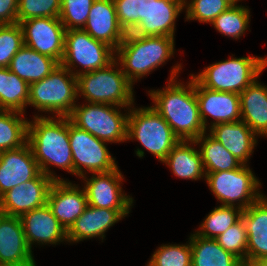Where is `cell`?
Listing matches in <instances>:
<instances>
[{"instance_id": "obj_1", "label": "cell", "mask_w": 267, "mask_h": 266, "mask_svg": "<svg viewBox=\"0 0 267 266\" xmlns=\"http://www.w3.org/2000/svg\"><path fill=\"white\" fill-rule=\"evenodd\" d=\"M180 69V64L173 67L166 88L149 91L155 104L151 107L170 125L179 140H195L206 130L200 117L195 78L191 74V80L186 87L180 82L177 83L175 79Z\"/></svg>"}, {"instance_id": "obj_2", "label": "cell", "mask_w": 267, "mask_h": 266, "mask_svg": "<svg viewBox=\"0 0 267 266\" xmlns=\"http://www.w3.org/2000/svg\"><path fill=\"white\" fill-rule=\"evenodd\" d=\"M28 123L27 143L31 147L40 171L54 181L64 179L54 176L48 165L58 166L73 174V157L68 133V117H38Z\"/></svg>"}, {"instance_id": "obj_3", "label": "cell", "mask_w": 267, "mask_h": 266, "mask_svg": "<svg viewBox=\"0 0 267 266\" xmlns=\"http://www.w3.org/2000/svg\"><path fill=\"white\" fill-rule=\"evenodd\" d=\"M115 53L123 73L134 83L173 55L174 37L138 36L128 32Z\"/></svg>"}, {"instance_id": "obj_4", "label": "cell", "mask_w": 267, "mask_h": 266, "mask_svg": "<svg viewBox=\"0 0 267 266\" xmlns=\"http://www.w3.org/2000/svg\"><path fill=\"white\" fill-rule=\"evenodd\" d=\"M117 65L119 63L115 59L105 68L76 76L77 97L81 93L80 95L89 103L131 108L134 103L133 83L123 73L122 68H117Z\"/></svg>"}, {"instance_id": "obj_5", "label": "cell", "mask_w": 267, "mask_h": 266, "mask_svg": "<svg viewBox=\"0 0 267 266\" xmlns=\"http://www.w3.org/2000/svg\"><path fill=\"white\" fill-rule=\"evenodd\" d=\"M267 67V58H229L212 64L193 77L205 88L240 94Z\"/></svg>"}, {"instance_id": "obj_6", "label": "cell", "mask_w": 267, "mask_h": 266, "mask_svg": "<svg viewBox=\"0 0 267 266\" xmlns=\"http://www.w3.org/2000/svg\"><path fill=\"white\" fill-rule=\"evenodd\" d=\"M77 79L61 64L48 76L30 84L28 104L39 111L68 117L76 106Z\"/></svg>"}, {"instance_id": "obj_7", "label": "cell", "mask_w": 267, "mask_h": 266, "mask_svg": "<svg viewBox=\"0 0 267 266\" xmlns=\"http://www.w3.org/2000/svg\"><path fill=\"white\" fill-rule=\"evenodd\" d=\"M127 140L136 139L160 161L179 142L170 125L151 106L128 111Z\"/></svg>"}, {"instance_id": "obj_8", "label": "cell", "mask_w": 267, "mask_h": 266, "mask_svg": "<svg viewBox=\"0 0 267 266\" xmlns=\"http://www.w3.org/2000/svg\"><path fill=\"white\" fill-rule=\"evenodd\" d=\"M116 105L89 103L76 105L68 116L78 128L106 142L127 140L128 115L116 110ZM115 107V108H114Z\"/></svg>"}, {"instance_id": "obj_9", "label": "cell", "mask_w": 267, "mask_h": 266, "mask_svg": "<svg viewBox=\"0 0 267 266\" xmlns=\"http://www.w3.org/2000/svg\"><path fill=\"white\" fill-rule=\"evenodd\" d=\"M115 50L106 43L91 37L83 29L66 30L61 65L75 76L107 67L113 62ZM79 63L85 70L73 72L71 67Z\"/></svg>"}, {"instance_id": "obj_10", "label": "cell", "mask_w": 267, "mask_h": 266, "mask_svg": "<svg viewBox=\"0 0 267 266\" xmlns=\"http://www.w3.org/2000/svg\"><path fill=\"white\" fill-rule=\"evenodd\" d=\"M205 178L222 206H235L239 201L238 207L245 210L263 196L258 191L260 182L245 164L234 170L206 173Z\"/></svg>"}, {"instance_id": "obj_11", "label": "cell", "mask_w": 267, "mask_h": 266, "mask_svg": "<svg viewBox=\"0 0 267 266\" xmlns=\"http://www.w3.org/2000/svg\"><path fill=\"white\" fill-rule=\"evenodd\" d=\"M68 133L73 157V174L83 177L84 168L92 173L108 172L118 168L106 147V141L78 128L69 117Z\"/></svg>"}, {"instance_id": "obj_12", "label": "cell", "mask_w": 267, "mask_h": 266, "mask_svg": "<svg viewBox=\"0 0 267 266\" xmlns=\"http://www.w3.org/2000/svg\"><path fill=\"white\" fill-rule=\"evenodd\" d=\"M19 24L23 32L24 45L61 63L66 29L59 18H32Z\"/></svg>"}, {"instance_id": "obj_13", "label": "cell", "mask_w": 267, "mask_h": 266, "mask_svg": "<svg viewBox=\"0 0 267 266\" xmlns=\"http://www.w3.org/2000/svg\"><path fill=\"white\" fill-rule=\"evenodd\" d=\"M54 180L40 172L34 179L8 190L0 197V212L21 217L47 204L49 189Z\"/></svg>"}, {"instance_id": "obj_14", "label": "cell", "mask_w": 267, "mask_h": 266, "mask_svg": "<svg viewBox=\"0 0 267 266\" xmlns=\"http://www.w3.org/2000/svg\"><path fill=\"white\" fill-rule=\"evenodd\" d=\"M93 176L87 179L84 190L88 205L97 208L112 210H130L133 199L122 193L120 170L114 169L108 172L92 173Z\"/></svg>"}, {"instance_id": "obj_15", "label": "cell", "mask_w": 267, "mask_h": 266, "mask_svg": "<svg viewBox=\"0 0 267 266\" xmlns=\"http://www.w3.org/2000/svg\"><path fill=\"white\" fill-rule=\"evenodd\" d=\"M35 264L20 217L0 212V266Z\"/></svg>"}, {"instance_id": "obj_16", "label": "cell", "mask_w": 267, "mask_h": 266, "mask_svg": "<svg viewBox=\"0 0 267 266\" xmlns=\"http://www.w3.org/2000/svg\"><path fill=\"white\" fill-rule=\"evenodd\" d=\"M195 92L205 130H207V115H210L216 121L211 123V126L219 123L241 121L239 94L210 90L203 87L196 79Z\"/></svg>"}, {"instance_id": "obj_17", "label": "cell", "mask_w": 267, "mask_h": 266, "mask_svg": "<svg viewBox=\"0 0 267 266\" xmlns=\"http://www.w3.org/2000/svg\"><path fill=\"white\" fill-rule=\"evenodd\" d=\"M40 172L28 143L0 152V197L15 186L34 179Z\"/></svg>"}, {"instance_id": "obj_18", "label": "cell", "mask_w": 267, "mask_h": 266, "mask_svg": "<svg viewBox=\"0 0 267 266\" xmlns=\"http://www.w3.org/2000/svg\"><path fill=\"white\" fill-rule=\"evenodd\" d=\"M47 205L68 231L88 205L85 190L71 182L54 181L49 189Z\"/></svg>"}, {"instance_id": "obj_19", "label": "cell", "mask_w": 267, "mask_h": 266, "mask_svg": "<svg viewBox=\"0 0 267 266\" xmlns=\"http://www.w3.org/2000/svg\"><path fill=\"white\" fill-rule=\"evenodd\" d=\"M83 30L114 50L126 36V32L119 24L113 0H95Z\"/></svg>"}, {"instance_id": "obj_20", "label": "cell", "mask_w": 267, "mask_h": 266, "mask_svg": "<svg viewBox=\"0 0 267 266\" xmlns=\"http://www.w3.org/2000/svg\"><path fill=\"white\" fill-rule=\"evenodd\" d=\"M20 219L30 249L35 242L57 244L64 240L68 241L67 231L47 204L23 214Z\"/></svg>"}, {"instance_id": "obj_21", "label": "cell", "mask_w": 267, "mask_h": 266, "mask_svg": "<svg viewBox=\"0 0 267 266\" xmlns=\"http://www.w3.org/2000/svg\"><path fill=\"white\" fill-rule=\"evenodd\" d=\"M129 214V210H112L87 205L84 212L67 231L68 242H78L93 237L104 239V233Z\"/></svg>"}, {"instance_id": "obj_22", "label": "cell", "mask_w": 267, "mask_h": 266, "mask_svg": "<svg viewBox=\"0 0 267 266\" xmlns=\"http://www.w3.org/2000/svg\"><path fill=\"white\" fill-rule=\"evenodd\" d=\"M184 5L185 0H150L148 15L131 33L138 36L174 37L175 19Z\"/></svg>"}, {"instance_id": "obj_23", "label": "cell", "mask_w": 267, "mask_h": 266, "mask_svg": "<svg viewBox=\"0 0 267 266\" xmlns=\"http://www.w3.org/2000/svg\"><path fill=\"white\" fill-rule=\"evenodd\" d=\"M241 218L247 231V264L254 260L267 258V198L243 210Z\"/></svg>"}, {"instance_id": "obj_24", "label": "cell", "mask_w": 267, "mask_h": 266, "mask_svg": "<svg viewBox=\"0 0 267 266\" xmlns=\"http://www.w3.org/2000/svg\"><path fill=\"white\" fill-rule=\"evenodd\" d=\"M209 127L210 135L246 165L257 143L256 134L243 121L219 123Z\"/></svg>"}, {"instance_id": "obj_25", "label": "cell", "mask_w": 267, "mask_h": 266, "mask_svg": "<svg viewBox=\"0 0 267 266\" xmlns=\"http://www.w3.org/2000/svg\"><path fill=\"white\" fill-rule=\"evenodd\" d=\"M239 96L241 121L257 136L267 135V86L255 79Z\"/></svg>"}, {"instance_id": "obj_26", "label": "cell", "mask_w": 267, "mask_h": 266, "mask_svg": "<svg viewBox=\"0 0 267 266\" xmlns=\"http://www.w3.org/2000/svg\"><path fill=\"white\" fill-rule=\"evenodd\" d=\"M59 65L60 63L56 59L42 55L23 45L11 59L8 68L30 85L48 76Z\"/></svg>"}, {"instance_id": "obj_27", "label": "cell", "mask_w": 267, "mask_h": 266, "mask_svg": "<svg viewBox=\"0 0 267 266\" xmlns=\"http://www.w3.org/2000/svg\"><path fill=\"white\" fill-rule=\"evenodd\" d=\"M189 142L190 140H179L163 163L167 164L173 174L180 178L198 180L206 177V173L200 151L189 146Z\"/></svg>"}, {"instance_id": "obj_28", "label": "cell", "mask_w": 267, "mask_h": 266, "mask_svg": "<svg viewBox=\"0 0 267 266\" xmlns=\"http://www.w3.org/2000/svg\"><path fill=\"white\" fill-rule=\"evenodd\" d=\"M191 266H244L234 254L224 250L215 239L191 234Z\"/></svg>"}, {"instance_id": "obj_29", "label": "cell", "mask_w": 267, "mask_h": 266, "mask_svg": "<svg viewBox=\"0 0 267 266\" xmlns=\"http://www.w3.org/2000/svg\"><path fill=\"white\" fill-rule=\"evenodd\" d=\"M202 134L195 140H190L191 144L201 143V159L205 173L229 171L240 168L243 163L229 152L219 141L214 139L210 134Z\"/></svg>"}, {"instance_id": "obj_30", "label": "cell", "mask_w": 267, "mask_h": 266, "mask_svg": "<svg viewBox=\"0 0 267 266\" xmlns=\"http://www.w3.org/2000/svg\"><path fill=\"white\" fill-rule=\"evenodd\" d=\"M30 85L8 67H0V109L23 113L28 105Z\"/></svg>"}, {"instance_id": "obj_31", "label": "cell", "mask_w": 267, "mask_h": 266, "mask_svg": "<svg viewBox=\"0 0 267 266\" xmlns=\"http://www.w3.org/2000/svg\"><path fill=\"white\" fill-rule=\"evenodd\" d=\"M23 113L0 109V152L18 149L27 144L28 123Z\"/></svg>"}, {"instance_id": "obj_32", "label": "cell", "mask_w": 267, "mask_h": 266, "mask_svg": "<svg viewBox=\"0 0 267 266\" xmlns=\"http://www.w3.org/2000/svg\"><path fill=\"white\" fill-rule=\"evenodd\" d=\"M242 212L238 206L220 205L210 212L195 234L206 239H216L241 219Z\"/></svg>"}, {"instance_id": "obj_33", "label": "cell", "mask_w": 267, "mask_h": 266, "mask_svg": "<svg viewBox=\"0 0 267 266\" xmlns=\"http://www.w3.org/2000/svg\"><path fill=\"white\" fill-rule=\"evenodd\" d=\"M249 15L248 8L241 5H233L217 16L211 24L221 34L233 37V39H239L248 28Z\"/></svg>"}, {"instance_id": "obj_34", "label": "cell", "mask_w": 267, "mask_h": 266, "mask_svg": "<svg viewBox=\"0 0 267 266\" xmlns=\"http://www.w3.org/2000/svg\"><path fill=\"white\" fill-rule=\"evenodd\" d=\"M119 24L126 33L132 32L146 18L150 0H113Z\"/></svg>"}, {"instance_id": "obj_35", "label": "cell", "mask_w": 267, "mask_h": 266, "mask_svg": "<svg viewBox=\"0 0 267 266\" xmlns=\"http://www.w3.org/2000/svg\"><path fill=\"white\" fill-rule=\"evenodd\" d=\"M247 231L243 219L229 227L215 240L226 251L239 258L244 266L247 265Z\"/></svg>"}, {"instance_id": "obj_36", "label": "cell", "mask_w": 267, "mask_h": 266, "mask_svg": "<svg viewBox=\"0 0 267 266\" xmlns=\"http://www.w3.org/2000/svg\"><path fill=\"white\" fill-rule=\"evenodd\" d=\"M95 0H61L59 19L66 30L83 29Z\"/></svg>"}, {"instance_id": "obj_37", "label": "cell", "mask_w": 267, "mask_h": 266, "mask_svg": "<svg viewBox=\"0 0 267 266\" xmlns=\"http://www.w3.org/2000/svg\"><path fill=\"white\" fill-rule=\"evenodd\" d=\"M191 244L162 245L157 249L147 266H191Z\"/></svg>"}, {"instance_id": "obj_38", "label": "cell", "mask_w": 267, "mask_h": 266, "mask_svg": "<svg viewBox=\"0 0 267 266\" xmlns=\"http://www.w3.org/2000/svg\"><path fill=\"white\" fill-rule=\"evenodd\" d=\"M23 45L19 23L0 25V67H9L11 59Z\"/></svg>"}, {"instance_id": "obj_39", "label": "cell", "mask_w": 267, "mask_h": 266, "mask_svg": "<svg viewBox=\"0 0 267 266\" xmlns=\"http://www.w3.org/2000/svg\"><path fill=\"white\" fill-rule=\"evenodd\" d=\"M61 0H18L17 23L39 17L59 18Z\"/></svg>"}, {"instance_id": "obj_40", "label": "cell", "mask_w": 267, "mask_h": 266, "mask_svg": "<svg viewBox=\"0 0 267 266\" xmlns=\"http://www.w3.org/2000/svg\"><path fill=\"white\" fill-rule=\"evenodd\" d=\"M231 5L225 0H191L186 7V19L199 22L212 23L217 16L227 10Z\"/></svg>"}, {"instance_id": "obj_41", "label": "cell", "mask_w": 267, "mask_h": 266, "mask_svg": "<svg viewBox=\"0 0 267 266\" xmlns=\"http://www.w3.org/2000/svg\"><path fill=\"white\" fill-rule=\"evenodd\" d=\"M18 0H0V25L17 23Z\"/></svg>"}, {"instance_id": "obj_42", "label": "cell", "mask_w": 267, "mask_h": 266, "mask_svg": "<svg viewBox=\"0 0 267 266\" xmlns=\"http://www.w3.org/2000/svg\"><path fill=\"white\" fill-rule=\"evenodd\" d=\"M246 266H267V258L254 260L249 262Z\"/></svg>"}, {"instance_id": "obj_43", "label": "cell", "mask_w": 267, "mask_h": 266, "mask_svg": "<svg viewBox=\"0 0 267 266\" xmlns=\"http://www.w3.org/2000/svg\"><path fill=\"white\" fill-rule=\"evenodd\" d=\"M225 1H227L231 6H233V5H237L236 3L239 0H225Z\"/></svg>"}, {"instance_id": "obj_44", "label": "cell", "mask_w": 267, "mask_h": 266, "mask_svg": "<svg viewBox=\"0 0 267 266\" xmlns=\"http://www.w3.org/2000/svg\"><path fill=\"white\" fill-rule=\"evenodd\" d=\"M20 266H36L35 264L20 265Z\"/></svg>"}]
</instances>
